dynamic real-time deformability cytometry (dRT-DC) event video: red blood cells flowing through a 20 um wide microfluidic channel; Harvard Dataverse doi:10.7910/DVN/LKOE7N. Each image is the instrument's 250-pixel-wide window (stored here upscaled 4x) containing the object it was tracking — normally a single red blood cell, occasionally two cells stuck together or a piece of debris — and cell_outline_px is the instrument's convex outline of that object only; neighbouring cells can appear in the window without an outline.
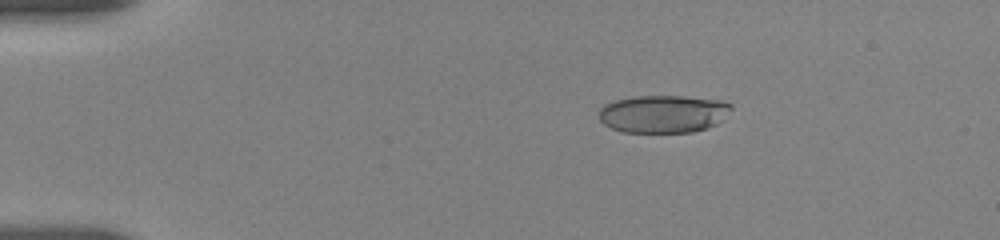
{"species": "human", "species_latin": "Homo sapiens", "temperature_condition": "room temperature", "stored_images_in_passage": 7, "camera_frame_rate_fps": 3000, "um_per_image_px": 0.085, "donor": {"sex": "female"}, "frame": {"image": 1, "passage_image": 4, "time_ms": 3.0, "image_size_px": [1000, 240], "cell_outline_px": [[732, 108], [716, 124], [708, 128], [692, 132], [624, 132], [612, 128], [604, 124], [600, 120], [600, 108], [604, 104], [616, 100], [632, 96], [684, 96], [724, 100], [732, 104]], "centroid_in_image_um": [56.39, 9.67], "position_along_channel_um": 28.6, "area_um2": 29.13}}